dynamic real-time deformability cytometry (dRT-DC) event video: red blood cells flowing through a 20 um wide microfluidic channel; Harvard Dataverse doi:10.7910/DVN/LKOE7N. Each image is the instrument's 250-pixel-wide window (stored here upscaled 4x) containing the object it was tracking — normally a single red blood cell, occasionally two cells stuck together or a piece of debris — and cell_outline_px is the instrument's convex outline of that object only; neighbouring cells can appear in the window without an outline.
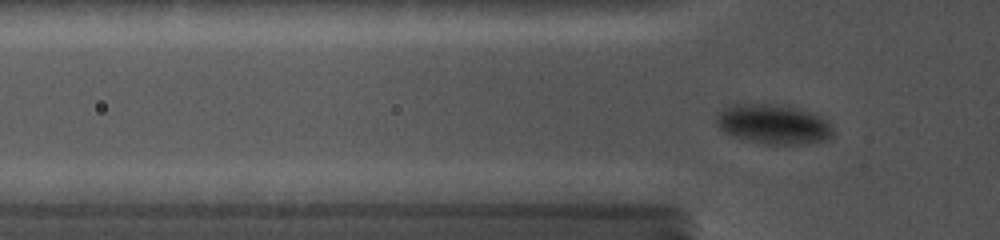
{"species": "common noctule bat (a hibernating species)", "species_latin": "Nyctalus noctula", "temperature_condition": "cold", "stored_images_in_passage": 45, "camera_frame_rate_fps": 5000, "um_per_image_px": 0.085, "animal": {"sex": "female", "body_mass_g": 19.0, "forearm_length_mm": 56.7}, "frame": {"image": 1, "passage_image": 16, "time_ms": 3.6, "image_size_px": [1000, 240], "cell_outline_px": [[832, 136], [828, 140], [804, 144], [764, 144], [744, 140], [732, 136], [724, 132], [716, 124], [716, 116], [720, 112], [736, 104], [768, 104], [792, 108], [820, 116], [828, 124], [832, 132]], "centroid_in_image_um": [65.7, 10.6], "position_along_channel_um": 60.1, "area_um2": 26.36}}
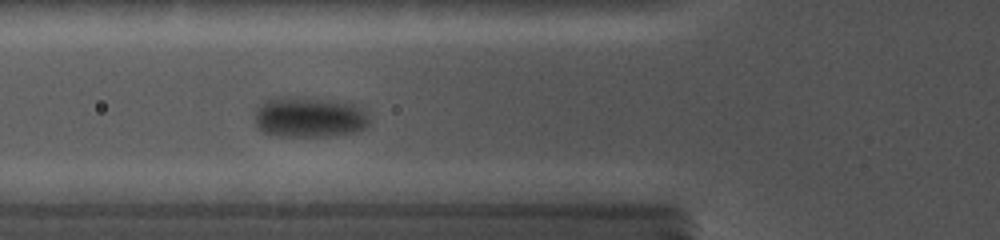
{"frame": {"image": 2, "passage_image": 22, "time_ms": 4.8, "image_size_px": [1000, 240], "cell_outline_px": [[372, 120], [364, 128], [356, 132], [332, 136], [276, 136], [264, 132], [256, 124], [256, 108], [260, 104], [272, 100], [304, 100], [352, 104], [360, 108]], "centroid_in_image_um": [26.33, 10.05], "position_along_channel_um": 99.5, "area_um2": 25.55}}